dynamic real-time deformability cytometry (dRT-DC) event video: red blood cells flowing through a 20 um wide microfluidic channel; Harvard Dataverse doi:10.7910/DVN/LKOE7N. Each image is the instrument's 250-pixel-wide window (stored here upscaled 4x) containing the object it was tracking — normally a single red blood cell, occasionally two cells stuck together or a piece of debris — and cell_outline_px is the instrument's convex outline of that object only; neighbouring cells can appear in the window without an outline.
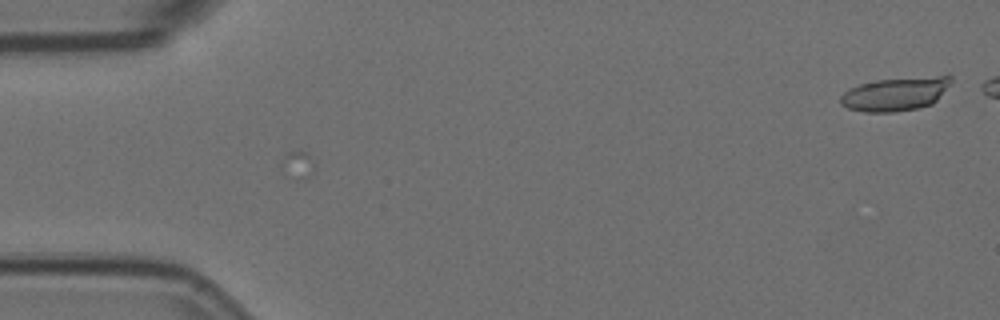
{"species": "Egyptian fruit bat (a non-hibernating species)", "species_latin": "Rousettus aegyptiacus", "temperature_condition": "room temperature", "stored_images_in_passage": 2, "camera_frame_rate_fps": 3000, "um_per_image_px": 0.085, "animal": {"sex": "female"}, "frame": {"image": 1, "passage_image": 2, "time_ms": 0.333, "image_size_px": [1000, 320], "cell_outline_px": [[952, 80], [936, 100], [932, 104], [916, 108], [896, 112], [864, 112], [848, 108], [840, 104], [840, 96], [848, 88], [860, 84], [876, 80], [940, 76], [952, 76]], "centroid_in_image_um": [76.05, 8.0], "position_along_channel_um": 9.0, "area_um2": 21.33}}